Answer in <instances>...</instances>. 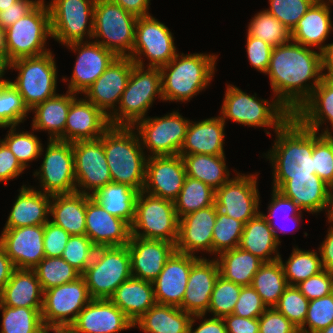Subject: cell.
<instances>
[{
  "label": "cell",
  "instance_id": "cell-1",
  "mask_svg": "<svg viewBox=\"0 0 333 333\" xmlns=\"http://www.w3.org/2000/svg\"><path fill=\"white\" fill-rule=\"evenodd\" d=\"M323 71V53L290 40L273 48L266 74L274 99L293 115L319 85L325 76Z\"/></svg>",
  "mask_w": 333,
  "mask_h": 333
},
{
  "label": "cell",
  "instance_id": "cell-2",
  "mask_svg": "<svg viewBox=\"0 0 333 333\" xmlns=\"http://www.w3.org/2000/svg\"><path fill=\"white\" fill-rule=\"evenodd\" d=\"M275 133L274 145L266 155L273 166V189L292 177L315 174L314 131L292 115Z\"/></svg>",
  "mask_w": 333,
  "mask_h": 333
},
{
  "label": "cell",
  "instance_id": "cell-3",
  "mask_svg": "<svg viewBox=\"0 0 333 333\" xmlns=\"http://www.w3.org/2000/svg\"><path fill=\"white\" fill-rule=\"evenodd\" d=\"M134 127L111 126L102 143L112 182L143 191L147 156Z\"/></svg>",
  "mask_w": 333,
  "mask_h": 333
},
{
  "label": "cell",
  "instance_id": "cell-4",
  "mask_svg": "<svg viewBox=\"0 0 333 333\" xmlns=\"http://www.w3.org/2000/svg\"><path fill=\"white\" fill-rule=\"evenodd\" d=\"M216 60V54L177 53L160 67L163 101L185 102L200 93L213 78Z\"/></svg>",
  "mask_w": 333,
  "mask_h": 333
},
{
  "label": "cell",
  "instance_id": "cell-5",
  "mask_svg": "<svg viewBox=\"0 0 333 333\" xmlns=\"http://www.w3.org/2000/svg\"><path fill=\"white\" fill-rule=\"evenodd\" d=\"M48 37H52L50 12L41 0L28 14L0 34V47L12 62L49 52L45 47Z\"/></svg>",
  "mask_w": 333,
  "mask_h": 333
},
{
  "label": "cell",
  "instance_id": "cell-6",
  "mask_svg": "<svg viewBox=\"0 0 333 333\" xmlns=\"http://www.w3.org/2000/svg\"><path fill=\"white\" fill-rule=\"evenodd\" d=\"M134 64L118 108L109 116L111 126L133 127L146 118L148 109L157 97L163 100L161 71L157 67Z\"/></svg>",
  "mask_w": 333,
  "mask_h": 333
},
{
  "label": "cell",
  "instance_id": "cell-7",
  "mask_svg": "<svg viewBox=\"0 0 333 333\" xmlns=\"http://www.w3.org/2000/svg\"><path fill=\"white\" fill-rule=\"evenodd\" d=\"M272 102V103H271ZM269 102L249 95L234 85H227L221 117L247 126L272 127L275 132L292 116L276 99Z\"/></svg>",
  "mask_w": 333,
  "mask_h": 333
},
{
  "label": "cell",
  "instance_id": "cell-8",
  "mask_svg": "<svg viewBox=\"0 0 333 333\" xmlns=\"http://www.w3.org/2000/svg\"><path fill=\"white\" fill-rule=\"evenodd\" d=\"M137 18L111 0H95L92 39L117 57H130Z\"/></svg>",
  "mask_w": 333,
  "mask_h": 333
},
{
  "label": "cell",
  "instance_id": "cell-9",
  "mask_svg": "<svg viewBox=\"0 0 333 333\" xmlns=\"http://www.w3.org/2000/svg\"><path fill=\"white\" fill-rule=\"evenodd\" d=\"M92 299H109L132 277L128 246L96 248L92 262L81 274Z\"/></svg>",
  "mask_w": 333,
  "mask_h": 333
},
{
  "label": "cell",
  "instance_id": "cell-10",
  "mask_svg": "<svg viewBox=\"0 0 333 333\" xmlns=\"http://www.w3.org/2000/svg\"><path fill=\"white\" fill-rule=\"evenodd\" d=\"M179 219L174 201L139 192L131 235L142 239L163 240L176 245ZM141 230V231H140ZM143 230V231H142Z\"/></svg>",
  "mask_w": 333,
  "mask_h": 333
},
{
  "label": "cell",
  "instance_id": "cell-11",
  "mask_svg": "<svg viewBox=\"0 0 333 333\" xmlns=\"http://www.w3.org/2000/svg\"><path fill=\"white\" fill-rule=\"evenodd\" d=\"M54 60V55L49 51L43 55L20 58L11 62V69L19 72L16 80L11 83L29 110L57 95V67Z\"/></svg>",
  "mask_w": 333,
  "mask_h": 333
},
{
  "label": "cell",
  "instance_id": "cell-12",
  "mask_svg": "<svg viewBox=\"0 0 333 333\" xmlns=\"http://www.w3.org/2000/svg\"><path fill=\"white\" fill-rule=\"evenodd\" d=\"M47 6L52 38L57 42L83 41L85 35L92 40L95 0H51Z\"/></svg>",
  "mask_w": 333,
  "mask_h": 333
},
{
  "label": "cell",
  "instance_id": "cell-13",
  "mask_svg": "<svg viewBox=\"0 0 333 333\" xmlns=\"http://www.w3.org/2000/svg\"><path fill=\"white\" fill-rule=\"evenodd\" d=\"M189 122L173 111L163 117L139 120L133 127L141 138L142 147L151 152L148 156H175L184 143Z\"/></svg>",
  "mask_w": 333,
  "mask_h": 333
},
{
  "label": "cell",
  "instance_id": "cell-14",
  "mask_svg": "<svg viewBox=\"0 0 333 333\" xmlns=\"http://www.w3.org/2000/svg\"><path fill=\"white\" fill-rule=\"evenodd\" d=\"M171 31L151 15L138 17L135 25L134 45L130 58L144 67L143 58L149 59L147 67L160 68L177 54Z\"/></svg>",
  "mask_w": 333,
  "mask_h": 333
},
{
  "label": "cell",
  "instance_id": "cell-15",
  "mask_svg": "<svg viewBox=\"0 0 333 333\" xmlns=\"http://www.w3.org/2000/svg\"><path fill=\"white\" fill-rule=\"evenodd\" d=\"M91 300L82 276L73 282L45 290L41 311L42 322L66 331Z\"/></svg>",
  "mask_w": 333,
  "mask_h": 333
},
{
  "label": "cell",
  "instance_id": "cell-16",
  "mask_svg": "<svg viewBox=\"0 0 333 333\" xmlns=\"http://www.w3.org/2000/svg\"><path fill=\"white\" fill-rule=\"evenodd\" d=\"M43 163L34 176L40 180L39 191L44 193L71 194L76 192L74 153L72 142L48 140Z\"/></svg>",
  "mask_w": 333,
  "mask_h": 333
},
{
  "label": "cell",
  "instance_id": "cell-17",
  "mask_svg": "<svg viewBox=\"0 0 333 333\" xmlns=\"http://www.w3.org/2000/svg\"><path fill=\"white\" fill-rule=\"evenodd\" d=\"M72 149L74 153L76 192L91 196L97 190L112 182L103 148L102 136L95 140L72 142Z\"/></svg>",
  "mask_w": 333,
  "mask_h": 333
},
{
  "label": "cell",
  "instance_id": "cell-18",
  "mask_svg": "<svg viewBox=\"0 0 333 333\" xmlns=\"http://www.w3.org/2000/svg\"><path fill=\"white\" fill-rule=\"evenodd\" d=\"M237 173L215 191L217 210L246 224L259 212L257 176Z\"/></svg>",
  "mask_w": 333,
  "mask_h": 333
},
{
  "label": "cell",
  "instance_id": "cell-19",
  "mask_svg": "<svg viewBox=\"0 0 333 333\" xmlns=\"http://www.w3.org/2000/svg\"><path fill=\"white\" fill-rule=\"evenodd\" d=\"M65 46L78 52L72 78H62L64 82L70 81L68 91L75 94L84 93L117 57L111 50L95 41H78Z\"/></svg>",
  "mask_w": 333,
  "mask_h": 333
},
{
  "label": "cell",
  "instance_id": "cell-20",
  "mask_svg": "<svg viewBox=\"0 0 333 333\" xmlns=\"http://www.w3.org/2000/svg\"><path fill=\"white\" fill-rule=\"evenodd\" d=\"M44 225L3 228L0 245L16 269L33 270L45 257Z\"/></svg>",
  "mask_w": 333,
  "mask_h": 333
},
{
  "label": "cell",
  "instance_id": "cell-21",
  "mask_svg": "<svg viewBox=\"0 0 333 333\" xmlns=\"http://www.w3.org/2000/svg\"><path fill=\"white\" fill-rule=\"evenodd\" d=\"M134 64L128 56L116 57L83 93L85 98L109 117L117 108L116 104L120 103Z\"/></svg>",
  "mask_w": 333,
  "mask_h": 333
},
{
  "label": "cell",
  "instance_id": "cell-22",
  "mask_svg": "<svg viewBox=\"0 0 333 333\" xmlns=\"http://www.w3.org/2000/svg\"><path fill=\"white\" fill-rule=\"evenodd\" d=\"M186 169L181 155L148 156L143 191L174 201L180 193Z\"/></svg>",
  "mask_w": 333,
  "mask_h": 333
},
{
  "label": "cell",
  "instance_id": "cell-23",
  "mask_svg": "<svg viewBox=\"0 0 333 333\" xmlns=\"http://www.w3.org/2000/svg\"><path fill=\"white\" fill-rule=\"evenodd\" d=\"M133 322L110 299H92L65 333H118Z\"/></svg>",
  "mask_w": 333,
  "mask_h": 333
},
{
  "label": "cell",
  "instance_id": "cell-24",
  "mask_svg": "<svg viewBox=\"0 0 333 333\" xmlns=\"http://www.w3.org/2000/svg\"><path fill=\"white\" fill-rule=\"evenodd\" d=\"M200 257L175 251L152 282L156 304H182L192 265Z\"/></svg>",
  "mask_w": 333,
  "mask_h": 333
},
{
  "label": "cell",
  "instance_id": "cell-25",
  "mask_svg": "<svg viewBox=\"0 0 333 333\" xmlns=\"http://www.w3.org/2000/svg\"><path fill=\"white\" fill-rule=\"evenodd\" d=\"M86 230L96 248L126 246L129 242L130 225L109 214L91 196L86 195Z\"/></svg>",
  "mask_w": 333,
  "mask_h": 333
},
{
  "label": "cell",
  "instance_id": "cell-26",
  "mask_svg": "<svg viewBox=\"0 0 333 333\" xmlns=\"http://www.w3.org/2000/svg\"><path fill=\"white\" fill-rule=\"evenodd\" d=\"M132 277L153 282L176 251L172 242L130 236L127 244Z\"/></svg>",
  "mask_w": 333,
  "mask_h": 333
},
{
  "label": "cell",
  "instance_id": "cell-27",
  "mask_svg": "<svg viewBox=\"0 0 333 333\" xmlns=\"http://www.w3.org/2000/svg\"><path fill=\"white\" fill-rule=\"evenodd\" d=\"M217 216L216 204L179 219L176 251L194 255L198 251L212 254V237Z\"/></svg>",
  "mask_w": 333,
  "mask_h": 333
},
{
  "label": "cell",
  "instance_id": "cell-28",
  "mask_svg": "<svg viewBox=\"0 0 333 333\" xmlns=\"http://www.w3.org/2000/svg\"><path fill=\"white\" fill-rule=\"evenodd\" d=\"M216 258H200L192 265L182 304L185 312L193 315H206L211 294L219 276Z\"/></svg>",
  "mask_w": 333,
  "mask_h": 333
},
{
  "label": "cell",
  "instance_id": "cell-29",
  "mask_svg": "<svg viewBox=\"0 0 333 333\" xmlns=\"http://www.w3.org/2000/svg\"><path fill=\"white\" fill-rule=\"evenodd\" d=\"M77 98L68 112L65 142L100 138L111 127L109 117L86 98Z\"/></svg>",
  "mask_w": 333,
  "mask_h": 333
},
{
  "label": "cell",
  "instance_id": "cell-30",
  "mask_svg": "<svg viewBox=\"0 0 333 333\" xmlns=\"http://www.w3.org/2000/svg\"><path fill=\"white\" fill-rule=\"evenodd\" d=\"M284 197L293 200L301 209L312 214L323 210L329 212L331 187L316 174L292 177L277 189Z\"/></svg>",
  "mask_w": 333,
  "mask_h": 333
},
{
  "label": "cell",
  "instance_id": "cell-31",
  "mask_svg": "<svg viewBox=\"0 0 333 333\" xmlns=\"http://www.w3.org/2000/svg\"><path fill=\"white\" fill-rule=\"evenodd\" d=\"M330 12V5L326 1L316 0L290 32L291 41L318 48L324 54L329 44H323L333 30Z\"/></svg>",
  "mask_w": 333,
  "mask_h": 333
},
{
  "label": "cell",
  "instance_id": "cell-32",
  "mask_svg": "<svg viewBox=\"0 0 333 333\" xmlns=\"http://www.w3.org/2000/svg\"><path fill=\"white\" fill-rule=\"evenodd\" d=\"M51 199L52 195L23 185L4 228L44 225L49 221Z\"/></svg>",
  "mask_w": 333,
  "mask_h": 333
},
{
  "label": "cell",
  "instance_id": "cell-33",
  "mask_svg": "<svg viewBox=\"0 0 333 333\" xmlns=\"http://www.w3.org/2000/svg\"><path fill=\"white\" fill-rule=\"evenodd\" d=\"M225 123L221 116L189 122L179 154L225 155Z\"/></svg>",
  "mask_w": 333,
  "mask_h": 333
},
{
  "label": "cell",
  "instance_id": "cell-34",
  "mask_svg": "<svg viewBox=\"0 0 333 333\" xmlns=\"http://www.w3.org/2000/svg\"><path fill=\"white\" fill-rule=\"evenodd\" d=\"M67 94H57L42 103L35 105L32 130L48 131L49 140H60L65 142V125L68 112L76 94L67 91Z\"/></svg>",
  "mask_w": 333,
  "mask_h": 333
},
{
  "label": "cell",
  "instance_id": "cell-35",
  "mask_svg": "<svg viewBox=\"0 0 333 333\" xmlns=\"http://www.w3.org/2000/svg\"><path fill=\"white\" fill-rule=\"evenodd\" d=\"M43 296L34 270L15 269L0 292V302L8 307L42 308Z\"/></svg>",
  "mask_w": 333,
  "mask_h": 333
},
{
  "label": "cell",
  "instance_id": "cell-36",
  "mask_svg": "<svg viewBox=\"0 0 333 333\" xmlns=\"http://www.w3.org/2000/svg\"><path fill=\"white\" fill-rule=\"evenodd\" d=\"M109 299L133 323L156 304L153 283L134 277L123 282Z\"/></svg>",
  "mask_w": 333,
  "mask_h": 333
},
{
  "label": "cell",
  "instance_id": "cell-37",
  "mask_svg": "<svg viewBox=\"0 0 333 333\" xmlns=\"http://www.w3.org/2000/svg\"><path fill=\"white\" fill-rule=\"evenodd\" d=\"M293 116L305 127L318 133L326 119L333 128V79L324 76L310 97Z\"/></svg>",
  "mask_w": 333,
  "mask_h": 333
},
{
  "label": "cell",
  "instance_id": "cell-38",
  "mask_svg": "<svg viewBox=\"0 0 333 333\" xmlns=\"http://www.w3.org/2000/svg\"><path fill=\"white\" fill-rule=\"evenodd\" d=\"M51 222L70 235H85L86 194H55L50 202Z\"/></svg>",
  "mask_w": 333,
  "mask_h": 333
},
{
  "label": "cell",
  "instance_id": "cell-39",
  "mask_svg": "<svg viewBox=\"0 0 333 333\" xmlns=\"http://www.w3.org/2000/svg\"><path fill=\"white\" fill-rule=\"evenodd\" d=\"M279 244L268 221L259 212L244 224L238 247L252 253L263 262H272L279 259ZM273 253L276 255L272 257Z\"/></svg>",
  "mask_w": 333,
  "mask_h": 333
},
{
  "label": "cell",
  "instance_id": "cell-40",
  "mask_svg": "<svg viewBox=\"0 0 333 333\" xmlns=\"http://www.w3.org/2000/svg\"><path fill=\"white\" fill-rule=\"evenodd\" d=\"M191 318L180 307L155 304L133 324L144 333H189Z\"/></svg>",
  "mask_w": 333,
  "mask_h": 333
},
{
  "label": "cell",
  "instance_id": "cell-41",
  "mask_svg": "<svg viewBox=\"0 0 333 333\" xmlns=\"http://www.w3.org/2000/svg\"><path fill=\"white\" fill-rule=\"evenodd\" d=\"M179 155H181L184 161L186 176L200 180L215 191L230 180L225 155Z\"/></svg>",
  "mask_w": 333,
  "mask_h": 333
},
{
  "label": "cell",
  "instance_id": "cell-42",
  "mask_svg": "<svg viewBox=\"0 0 333 333\" xmlns=\"http://www.w3.org/2000/svg\"><path fill=\"white\" fill-rule=\"evenodd\" d=\"M217 257L220 276L241 286L252 285L254 275L264 263L239 247L221 252Z\"/></svg>",
  "mask_w": 333,
  "mask_h": 333
},
{
  "label": "cell",
  "instance_id": "cell-43",
  "mask_svg": "<svg viewBox=\"0 0 333 333\" xmlns=\"http://www.w3.org/2000/svg\"><path fill=\"white\" fill-rule=\"evenodd\" d=\"M139 191L127 184L110 182L97 190L91 197L109 214L133 223Z\"/></svg>",
  "mask_w": 333,
  "mask_h": 333
},
{
  "label": "cell",
  "instance_id": "cell-44",
  "mask_svg": "<svg viewBox=\"0 0 333 333\" xmlns=\"http://www.w3.org/2000/svg\"><path fill=\"white\" fill-rule=\"evenodd\" d=\"M251 286L267 308L275 307L288 286L280 260L264 262L254 275Z\"/></svg>",
  "mask_w": 333,
  "mask_h": 333
},
{
  "label": "cell",
  "instance_id": "cell-45",
  "mask_svg": "<svg viewBox=\"0 0 333 333\" xmlns=\"http://www.w3.org/2000/svg\"><path fill=\"white\" fill-rule=\"evenodd\" d=\"M215 204V190L200 180L186 176L183 187L174 200L178 219Z\"/></svg>",
  "mask_w": 333,
  "mask_h": 333
},
{
  "label": "cell",
  "instance_id": "cell-46",
  "mask_svg": "<svg viewBox=\"0 0 333 333\" xmlns=\"http://www.w3.org/2000/svg\"><path fill=\"white\" fill-rule=\"evenodd\" d=\"M280 263L288 285H297L299 282L323 271V265L318 253L310 250L293 248L289 259L284 263L281 255Z\"/></svg>",
  "mask_w": 333,
  "mask_h": 333
},
{
  "label": "cell",
  "instance_id": "cell-47",
  "mask_svg": "<svg viewBox=\"0 0 333 333\" xmlns=\"http://www.w3.org/2000/svg\"><path fill=\"white\" fill-rule=\"evenodd\" d=\"M33 270L43 291L73 282L81 277V273L62 257H44Z\"/></svg>",
  "mask_w": 333,
  "mask_h": 333
},
{
  "label": "cell",
  "instance_id": "cell-48",
  "mask_svg": "<svg viewBox=\"0 0 333 333\" xmlns=\"http://www.w3.org/2000/svg\"><path fill=\"white\" fill-rule=\"evenodd\" d=\"M2 329L0 333H34L42 325V308L8 307L0 302Z\"/></svg>",
  "mask_w": 333,
  "mask_h": 333
},
{
  "label": "cell",
  "instance_id": "cell-49",
  "mask_svg": "<svg viewBox=\"0 0 333 333\" xmlns=\"http://www.w3.org/2000/svg\"><path fill=\"white\" fill-rule=\"evenodd\" d=\"M247 31L250 36L260 38L273 48L291 40L290 31L266 10L252 17Z\"/></svg>",
  "mask_w": 333,
  "mask_h": 333
},
{
  "label": "cell",
  "instance_id": "cell-50",
  "mask_svg": "<svg viewBox=\"0 0 333 333\" xmlns=\"http://www.w3.org/2000/svg\"><path fill=\"white\" fill-rule=\"evenodd\" d=\"M244 229V223L231 218L217 210L216 222L213 228L212 254L238 247Z\"/></svg>",
  "mask_w": 333,
  "mask_h": 333
},
{
  "label": "cell",
  "instance_id": "cell-51",
  "mask_svg": "<svg viewBox=\"0 0 333 333\" xmlns=\"http://www.w3.org/2000/svg\"><path fill=\"white\" fill-rule=\"evenodd\" d=\"M8 134L2 141L8 146L11 152L16 156V159L21 166L26 169L28 163L36 160L42 155V143L34 133L28 131L16 132V126H9Z\"/></svg>",
  "mask_w": 333,
  "mask_h": 333
},
{
  "label": "cell",
  "instance_id": "cell-52",
  "mask_svg": "<svg viewBox=\"0 0 333 333\" xmlns=\"http://www.w3.org/2000/svg\"><path fill=\"white\" fill-rule=\"evenodd\" d=\"M333 133L326 128L321 134L314 132L312 152L314 172L333 189ZM318 135V136H317Z\"/></svg>",
  "mask_w": 333,
  "mask_h": 333
},
{
  "label": "cell",
  "instance_id": "cell-53",
  "mask_svg": "<svg viewBox=\"0 0 333 333\" xmlns=\"http://www.w3.org/2000/svg\"><path fill=\"white\" fill-rule=\"evenodd\" d=\"M29 111L11 82L0 86V128L18 126L23 123Z\"/></svg>",
  "mask_w": 333,
  "mask_h": 333
},
{
  "label": "cell",
  "instance_id": "cell-54",
  "mask_svg": "<svg viewBox=\"0 0 333 333\" xmlns=\"http://www.w3.org/2000/svg\"><path fill=\"white\" fill-rule=\"evenodd\" d=\"M242 286L218 276L210 298L207 312L213 317L223 318L233 314Z\"/></svg>",
  "mask_w": 333,
  "mask_h": 333
},
{
  "label": "cell",
  "instance_id": "cell-55",
  "mask_svg": "<svg viewBox=\"0 0 333 333\" xmlns=\"http://www.w3.org/2000/svg\"><path fill=\"white\" fill-rule=\"evenodd\" d=\"M308 305L309 300L298 288L295 285H288L275 308L300 329L304 325Z\"/></svg>",
  "mask_w": 333,
  "mask_h": 333
},
{
  "label": "cell",
  "instance_id": "cell-56",
  "mask_svg": "<svg viewBox=\"0 0 333 333\" xmlns=\"http://www.w3.org/2000/svg\"><path fill=\"white\" fill-rule=\"evenodd\" d=\"M333 323V293L309 301L304 325L300 333H319ZM308 325V329L305 327Z\"/></svg>",
  "mask_w": 333,
  "mask_h": 333
},
{
  "label": "cell",
  "instance_id": "cell-57",
  "mask_svg": "<svg viewBox=\"0 0 333 333\" xmlns=\"http://www.w3.org/2000/svg\"><path fill=\"white\" fill-rule=\"evenodd\" d=\"M95 251L96 247L86 234L70 235L61 257L82 274L92 262Z\"/></svg>",
  "mask_w": 333,
  "mask_h": 333
},
{
  "label": "cell",
  "instance_id": "cell-58",
  "mask_svg": "<svg viewBox=\"0 0 333 333\" xmlns=\"http://www.w3.org/2000/svg\"><path fill=\"white\" fill-rule=\"evenodd\" d=\"M316 0H269L266 9L290 32Z\"/></svg>",
  "mask_w": 333,
  "mask_h": 333
},
{
  "label": "cell",
  "instance_id": "cell-59",
  "mask_svg": "<svg viewBox=\"0 0 333 333\" xmlns=\"http://www.w3.org/2000/svg\"><path fill=\"white\" fill-rule=\"evenodd\" d=\"M271 195H272V197H271L272 200H271V202H270V204L268 206V215L263 214L262 212H260V213L268 221L270 227L274 231V235H275L277 241L279 243H281V241L279 240V236H278L277 232L279 230L281 231V229H283L282 233L286 234L287 231L284 229L286 227L281 228V226L279 227L276 224H274L273 218H275L278 213L279 214H283L284 213L285 217L288 218L287 216H289V215H287V214L290 213L291 219L294 220L292 222H294L296 224L297 222L299 223V221L302 219L301 218L302 217V210L296 205V203L293 200L284 197L279 191H277L275 189L272 190V194ZM276 230H278V231H276ZM287 230H289V229H287Z\"/></svg>",
  "mask_w": 333,
  "mask_h": 333
},
{
  "label": "cell",
  "instance_id": "cell-60",
  "mask_svg": "<svg viewBox=\"0 0 333 333\" xmlns=\"http://www.w3.org/2000/svg\"><path fill=\"white\" fill-rule=\"evenodd\" d=\"M267 306L256 290L250 286H242L233 314L244 318H259Z\"/></svg>",
  "mask_w": 333,
  "mask_h": 333
},
{
  "label": "cell",
  "instance_id": "cell-61",
  "mask_svg": "<svg viewBox=\"0 0 333 333\" xmlns=\"http://www.w3.org/2000/svg\"><path fill=\"white\" fill-rule=\"evenodd\" d=\"M310 301L333 293V273L323 270L295 285Z\"/></svg>",
  "mask_w": 333,
  "mask_h": 333
},
{
  "label": "cell",
  "instance_id": "cell-62",
  "mask_svg": "<svg viewBox=\"0 0 333 333\" xmlns=\"http://www.w3.org/2000/svg\"><path fill=\"white\" fill-rule=\"evenodd\" d=\"M259 333H299V329L273 307L259 317Z\"/></svg>",
  "mask_w": 333,
  "mask_h": 333
},
{
  "label": "cell",
  "instance_id": "cell-63",
  "mask_svg": "<svg viewBox=\"0 0 333 333\" xmlns=\"http://www.w3.org/2000/svg\"><path fill=\"white\" fill-rule=\"evenodd\" d=\"M246 41V52L249 62L254 69L266 75L273 47L260 38L250 36L248 33Z\"/></svg>",
  "mask_w": 333,
  "mask_h": 333
},
{
  "label": "cell",
  "instance_id": "cell-64",
  "mask_svg": "<svg viewBox=\"0 0 333 333\" xmlns=\"http://www.w3.org/2000/svg\"><path fill=\"white\" fill-rule=\"evenodd\" d=\"M70 237L63 228L49 221L44 224V254L45 257H61Z\"/></svg>",
  "mask_w": 333,
  "mask_h": 333
},
{
  "label": "cell",
  "instance_id": "cell-65",
  "mask_svg": "<svg viewBox=\"0 0 333 333\" xmlns=\"http://www.w3.org/2000/svg\"><path fill=\"white\" fill-rule=\"evenodd\" d=\"M41 0H18L0 11V34L28 14Z\"/></svg>",
  "mask_w": 333,
  "mask_h": 333
},
{
  "label": "cell",
  "instance_id": "cell-66",
  "mask_svg": "<svg viewBox=\"0 0 333 333\" xmlns=\"http://www.w3.org/2000/svg\"><path fill=\"white\" fill-rule=\"evenodd\" d=\"M25 169L16 159L8 146L0 139V182L16 179Z\"/></svg>",
  "mask_w": 333,
  "mask_h": 333
},
{
  "label": "cell",
  "instance_id": "cell-67",
  "mask_svg": "<svg viewBox=\"0 0 333 333\" xmlns=\"http://www.w3.org/2000/svg\"><path fill=\"white\" fill-rule=\"evenodd\" d=\"M227 333H259V318H244L234 314L223 317Z\"/></svg>",
  "mask_w": 333,
  "mask_h": 333
},
{
  "label": "cell",
  "instance_id": "cell-68",
  "mask_svg": "<svg viewBox=\"0 0 333 333\" xmlns=\"http://www.w3.org/2000/svg\"><path fill=\"white\" fill-rule=\"evenodd\" d=\"M205 315H193L189 323V333H227L225 322L223 318L212 317L209 319H204ZM204 319L201 321L200 325L193 329V324L196 319Z\"/></svg>",
  "mask_w": 333,
  "mask_h": 333
},
{
  "label": "cell",
  "instance_id": "cell-69",
  "mask_svg": "<svg viewBox=\"0 0 333 333\" xmlns=\"http://www.w3.org/2000/svg\"><path fill=\"white\" fill-rule=\"evenodd\" d=\"M323 269L333 273V226H330L325 240L319 248Z\"/></svg>",
  "mask_w": 333,
  "mask_h": 333
},
{
  "label": "cell",
  "instance_id": "cell-70",
  "mask_svg": "<svg viewBox=\"0 0 333 333\" xmlns=\"http://www.w3.org/2000/svg\"><path fill=\"white\" fill-rule=\"evenodd\" d=\"M117 5L121 6L125 11L131 14L142 17L149 14L150 0H111Z\"/></svg>",
  "mask_w": 333,
  "mask_h": 333
},
{
  "label": "cell",
  "instance_id": "cell-71",
  "mask_svg": "<svg viewBox=\"0 0 333 333\" xmlns=\"http://www.w3.org/2000/svg\"><path fill=\"white\" fill-rule=\"evenodd\" d=\"M14 267L11 259L6 255L5 250L0 245V292L3 290L7 282L10 280Z\"/></svg>",
  "mask_w": 333,
  "mask_h": 333
},
{
  "label": "cell",
  "instance_id": "cell-72",
  "mask_svg": "<svg viewBox=\"0 0 333 333\" xmlns=\"http://www.w3.org/2000/svg\"><path fill=\"white\" fill-rule=\"evenodd\" d=\"M8 68H11V61L5 51L0 47V86H4L11 82L10 80L3 79V76L6 73L5 70Z\"/></svg>",
  "mask_w": 333,
  "mask_h": 333
},
{
  "label": "cell",
  "instance_id": "cell-73",
  "mask_svg": "<svg viewBox=\"0 0 333 333\" xmlns=\"http://www.w3.org/2000/svg\"><path fill=\"white\" fill-rule=\"evenodd\" d=\"M325 76L333 79V43L329 44L327 51L324 53V71Z\"/></svg>",
  "mask_w": 333,
  "mask_h": 333
},
{
  "label": "cell",
  "instance_id": "cell-74",
  "mask_svg": "<svg viewBox=\"0 0 333 333\" xmlns=\"http://www.w3.org/2000/svg\"><path fill=\"white\" fill-rule=\"evenodd\" d=\"M65 333V331L59 327L56 326H50L43 324L38 330H36L34 333Z\"/></svg>",
  "mask_w": 333,
  "mask_h": 333
},
{
  "label": "cell",
  "instance_id": "cell-75",
  "mask_svg": "<svg viewBox=\"0 0 333 333\" xmlns=\"http://www.w3.org/2000/svg\"><path fill=\"white\" fill-rule=\"evenodd\" d=\"M327 217H328V222L333 223V189H331L330 208Z\"/></svg>",
  "mask_w": 333,
  "mask_h": 333
},
{
  "label": "cell",
  "instance_id": "cell-76",
  "mask_svg": "<svg viewBox=\"0 0 333 333\" xmlns=\"http://www.w3.org/2000/svg\"><path fill=\"white\" fill-rule=\"evenodd\" d=\"M18 0H0V11L4 10V8H8L11 4H14Z\"/></svg>",
  "mask_w": 333,
  "mask_h": 333
},
{
  "label": "cell",
  "instance_id": "cell-77",
  "mask_svg": "<svg viewBox=\"0 0 333 333\" xmlns=\"http://www.w3.org/2000/svg\"><path fill=\"white\" fill-rule=\"evenodd\" d=\"M319 333H333V323H331L327 328H324Z\"/></svg>",
  "mask_w": 333,
  "mask_h": 333
},
{
  "label": "cell",
  "instance_id": "cell-78",
  "mask_svg": "<svg viewBox=\"0 0 333 333\" xmlns=\"http://www.w3.org/2000/svg\"><path fill=\"white\" fill-rule=\"evenodd\" d=\"M326 3H328V5H330V4H333V0H327V2ZM330 3V4H329Z\"/></svg>",
  "mask_w": 333,
  "mask_h": 333
}]
</instances>
